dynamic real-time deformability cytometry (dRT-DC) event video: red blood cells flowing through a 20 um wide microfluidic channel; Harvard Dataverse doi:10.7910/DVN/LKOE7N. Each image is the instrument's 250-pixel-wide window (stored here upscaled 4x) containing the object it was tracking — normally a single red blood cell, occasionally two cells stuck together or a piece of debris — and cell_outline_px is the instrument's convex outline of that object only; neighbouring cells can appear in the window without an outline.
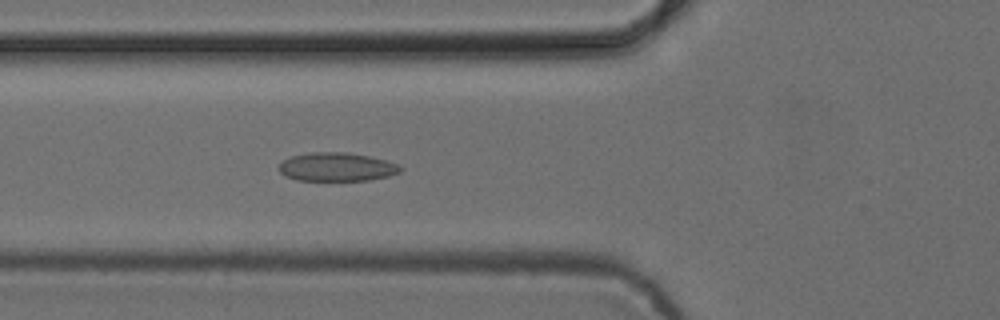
{"species": "common noctule bat (a hibernating species)", "species_latin": "Nyctalus noctula", "temperature_condition": "cold", "stored_images_in_passage": 36, "camera_frame_rate_fps": 3000, "um_per_image_px": 0.085, "animal": {"sex": "female", "body_mass_g": 24.6, "forearm_length_mm": 56.2}, "frame": {"image": 1, "passage_image": 9, "time_ms": 2.667, "image_size_px": [1000, 320], "cell_outline_px": [[404, 168], [400, 172], [388, 176], [368, 180], [296, 180], [284, 176], [276, 168], [284, 160], [292, 156], [312, 152], [348, 152], [368, 156], [384, 160], [396, 164]], "centroid_in_image_um": [28.59, 14.19], "position_along_channel_um": 97.2, "area_um2": 20.17}}
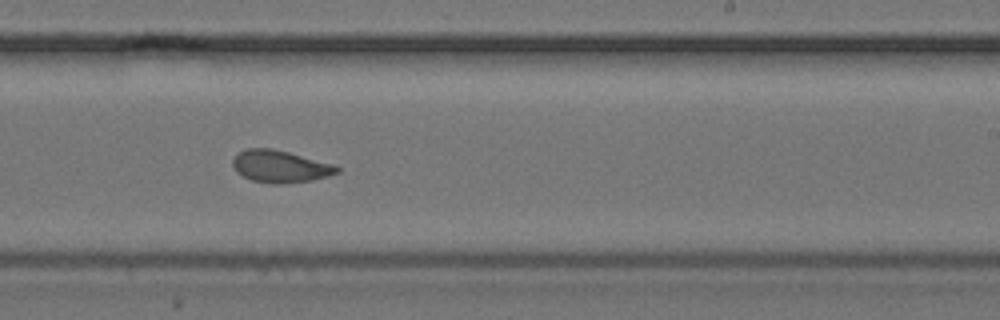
{"frame": {"image": 2, "passage_image": 22, "time_ms": 7.0, "image_size_px": [1000, 320], "cell_outline_px": [[340, 172], [328, 176], [312, 180], [284, 184], [272, 184], [252, 180], [236, 172], [232, 164], [232, 160], [240, 152], [248, 148], [272, 148], [288, 152], [332, 164], [340, 168]], "centroid_in_image_um": [23.81, 14.16], "position_along_channel_um": 265.2, "area_um2": 19.42}}
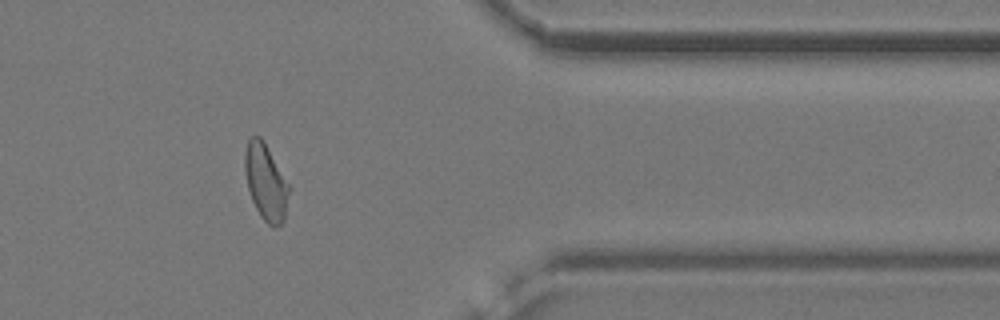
{"frame": {"image": 3, "passage_image": 33, "time_ms": 10.667, "image_size_px": [1000, 320], "cell_outline_px": [[292, 188], [284, 220], [276, 228], [268, 224], [260, 216], [252, 200], [248, 188], [244, 172], [244, 152], [248, 140], [252, 136], [260, 136], [264, 140]], "centroid_in_image_um": [22.62, 15.47], "position_along_channel_um": 388.8, "area_um2": 20.11}, "authors_computed_cell_mechanics": {"area_um2": 19.6231, "velocity_mm_per_s": 3.8684, "shape_relaxation_time_tau1_ms": 9.8708, "shape_relaxation_time_tau2_ms": 1.7313, "deformation_change_tau1": 0.1631, "deformation_change_tau2": 0.0722}}